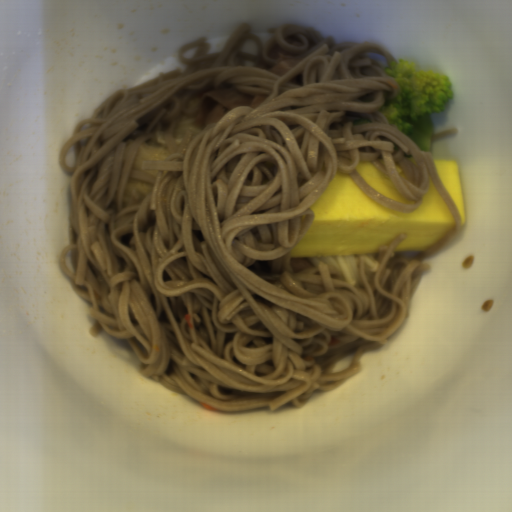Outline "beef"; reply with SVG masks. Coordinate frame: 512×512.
<instances>
[{
  "label": "beef",
  "instance_id": "1",
  "mask_svg": "<svg viewBox=\"0 0 512 512\" xmlns=\"http://www.w3.org/2000/svg\"><path fill=\"white\" fill-rule=\"evenodd\" d=\"M267 97L263 93H242L232 86L205 92L200 96L192 125L202 130L207 124H215L236 107L259 109Z\"/></svg>",
  "mask_w": 512,
  "mask_h": 512
},
{
  "label": "beef",
  "instance_id": "2",
  "mask_svg": "<svg viewBox=\"0 0 512 512\" xmlns=\"http://www.w3.org/2000/svg\"><path fill=\"white\" fill-rule=\"evenodd\" d=\"M269 56L276 58V64L269 67L268 73L281 78L298 65L302 59L298 54L289 52L277 44L272 46Z\"/></svg>",
  "mask_w": 512,
  "mask_h": 512
}]
</instances>
